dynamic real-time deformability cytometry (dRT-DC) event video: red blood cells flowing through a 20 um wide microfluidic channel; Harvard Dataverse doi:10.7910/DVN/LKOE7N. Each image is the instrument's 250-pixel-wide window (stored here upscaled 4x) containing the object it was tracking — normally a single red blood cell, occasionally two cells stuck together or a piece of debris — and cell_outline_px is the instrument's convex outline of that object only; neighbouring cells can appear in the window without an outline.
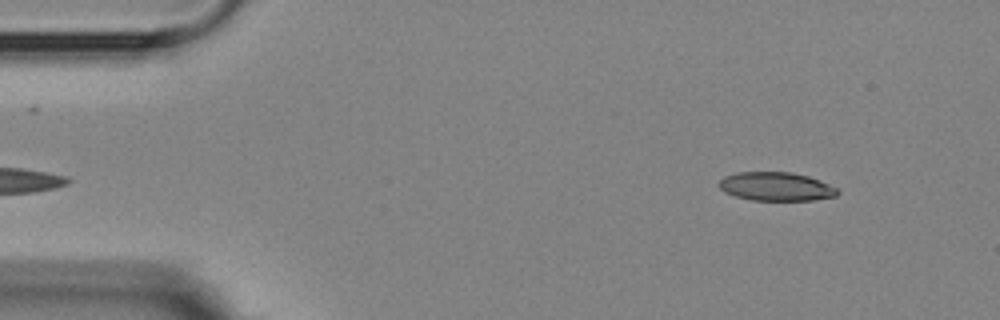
{"species": "Egyptian fruit bat (a non-hibernating species)", "species_latin": "Rousettus aegyptiacus", "temperature_condition": "room temperature", "stored_images_in_passage": 4, "segment_of_instrument_passage": [2, 2], "camera_frame_rate_fps": 3000, "um_per_image_px": 0.085, "animal": {"sex": "female"}, "frame": {"image": 1, "passage_image": 4, "time_ms": 3.667, "image_size_px": [1000, 320], "cell_outline_px": [[840, 192], [836, 196], [812, 200], [752, 200], [736, 196], [724, 192], [720, 188], [720, 180], [724, 176], [736, 172], [792, 172], [808, 176], [828, 184], [836, 188]], "centroid_in_image_um": [65.96, 15.85], "position_along_channel_um": 19.0, "area_um2": 19.65}}